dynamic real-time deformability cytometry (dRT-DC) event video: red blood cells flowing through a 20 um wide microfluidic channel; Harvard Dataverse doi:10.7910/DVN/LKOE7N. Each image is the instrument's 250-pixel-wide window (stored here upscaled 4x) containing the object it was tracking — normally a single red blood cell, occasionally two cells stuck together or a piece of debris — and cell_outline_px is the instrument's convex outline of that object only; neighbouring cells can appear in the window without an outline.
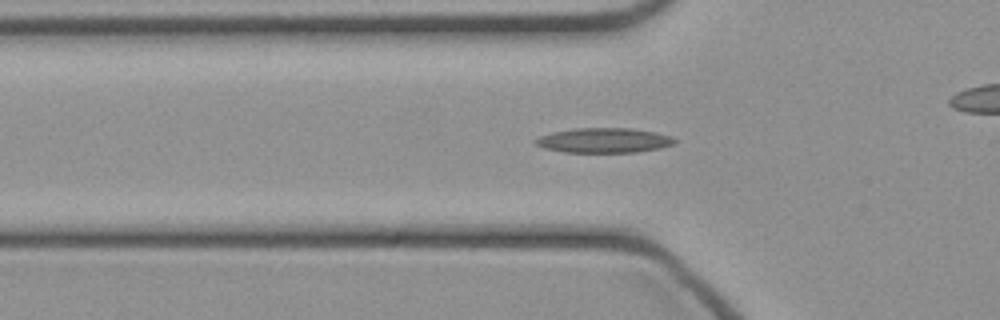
{"species": "common noctule bat (a hibernating species)", "species_latin": "Nyctalus noctula", "temperature_condition": "cold", "stored_images_in_passage": 48, "camera_frame_rate_fps": 3000, "um_per_image_px": 0.085, "animal": {"sex": "female", "body_mass_g": 21.9}, "frame": {"image": 1, "passage_image": 15, "time_ms": 4.667, "image_size_px": [1000, 320], "cell_outline_px": [[676, 144], [660, 148], [636, 152], [564, 152], [544, 148], [536, 144], [532, 140], [540, 136], [552, 132], [576, 128], [632, 128], [656, 132], [672, 136], [676, 140]], "centroid_in_image_um": [51.36, 11.93], "position_along_channel_um": 74.4, "area_um2": 20.23}}
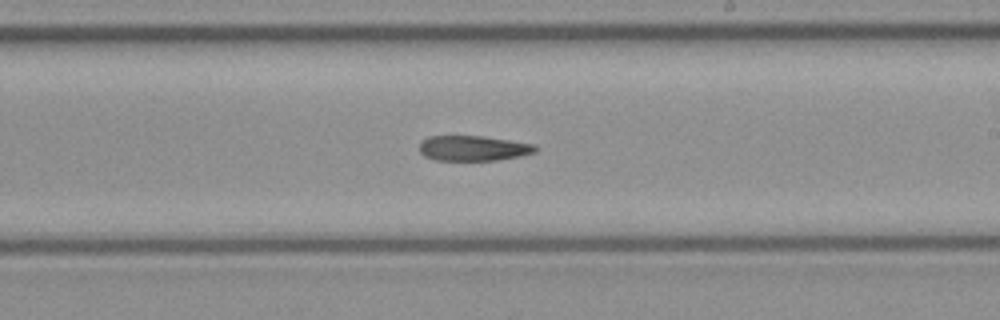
{"frame": {"image": 2, "passage_image": 27, "time_ms": 8.667, "image_size_px": [1000, 320], "cell_outline_px": [[536, 152], [520, 156], [496, 160], [436, 160], [424, 156], [420, 152], [420, 140], [428, 136], [484, 136], [532, 144], [536, 148]], "centroid_in_image_um": [40.17, 12.59], "position_along_channel_um": 248.8, "area_um2": 16.94}}
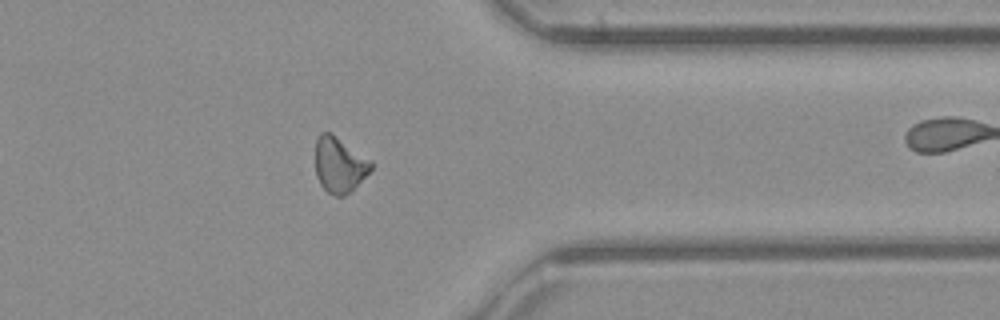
{"frame": {"image": 3, "passage_image": 37, "time_ms": 12.0, "image_size_px": [1000, 320], "cell_outline_px": [[372, 168], [344, 196], [336, 196], [328, 192], [320, 184], [316, 176], [316, 140], [320, 132], [332, 132], [372, 160]], "centroid_in_image_um": [28.83, 13.96], "position_along_channel_um": 382.6, "area_um2": 17.86}}